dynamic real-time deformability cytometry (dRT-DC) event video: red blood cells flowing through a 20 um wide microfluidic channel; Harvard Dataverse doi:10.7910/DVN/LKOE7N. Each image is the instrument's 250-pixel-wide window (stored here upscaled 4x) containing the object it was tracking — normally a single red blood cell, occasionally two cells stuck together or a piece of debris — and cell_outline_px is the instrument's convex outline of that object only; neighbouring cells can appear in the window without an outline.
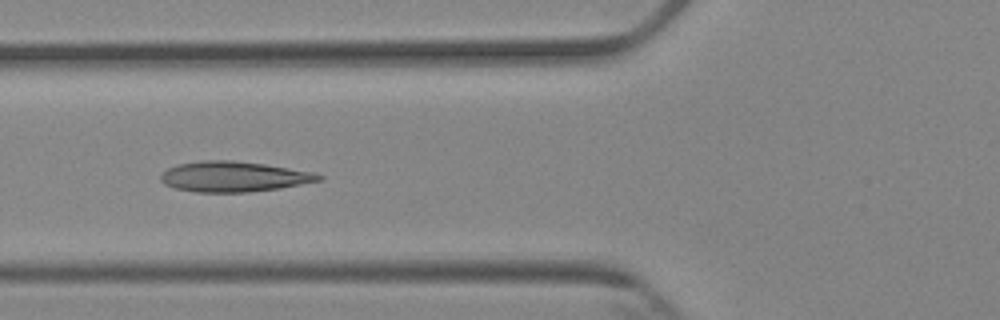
{"species": "Egyptian fruit bat (a non-hibernating species)", "species_latin": "Rousettus aegyptiacus", "temperature_condition": "cold", "stored_images_in_passage": 8, "camera_frame_rate_fps": 3000, "um_per_image_px": 0.085, "animal": {"sex": "female"}, "frame": {"image": 1, "passage_image": 6, "time_ms": 6.333, "image_size_px": [1000, 320], "cell_outline_px": [[324, 176], [320, 180], [280, 188], [248, 192], [196, 192], [176, 188], [164, 184], [160, 180], [160, 176], [168, 168], [176, 164], [200, 160], [232, 160], [264, 164], [316, 172]], "centroid_in_image_um": [19.85, 15.0], "position_along_channel_um": 105.9, "area_um2": 27.98}}
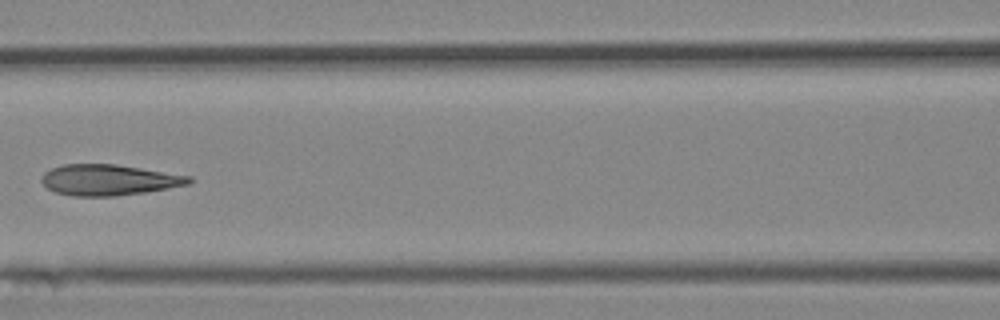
{"frame": {"image": 2, "passage_image": 7, "time_ms": 7.667, "image_size_px": [1000, 320], "cell_outline_px": [[192, 180], [188, 184], [168, 188], [144, 192], [116, 196], [72, 196], [56, 192], [48, 188], [40, 180], [44, 172], [52, 168], [64, 164], [116, 164], [192, 176]], "centroid_in_image_um": [9.24, 15.29], "position_along_channel_um": 157.4, "area_um2": 26.41}}
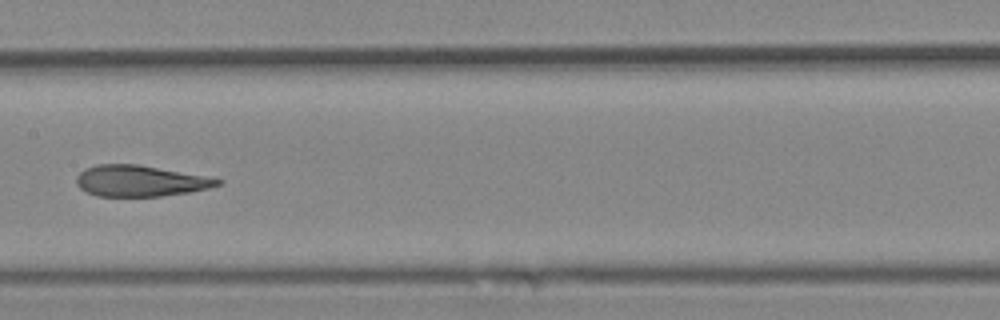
{"frame": {"image": 3, "passage_image": 8, "time_ms": 8.667, "image_size_px": [1000, 320], "cell_outline_px": [[224, 180], [220, 184], [208, 188], [188, 192], [160, 196], [96, 196], [80, 188], [76, 184], [76, 176], [84, 168], [96, 164], [136, 164], [216, 176]], "centroid_in_image_um": [11.97, 15.36], "position_along_channel_um": 195.4, "area_um2": 26.01}}